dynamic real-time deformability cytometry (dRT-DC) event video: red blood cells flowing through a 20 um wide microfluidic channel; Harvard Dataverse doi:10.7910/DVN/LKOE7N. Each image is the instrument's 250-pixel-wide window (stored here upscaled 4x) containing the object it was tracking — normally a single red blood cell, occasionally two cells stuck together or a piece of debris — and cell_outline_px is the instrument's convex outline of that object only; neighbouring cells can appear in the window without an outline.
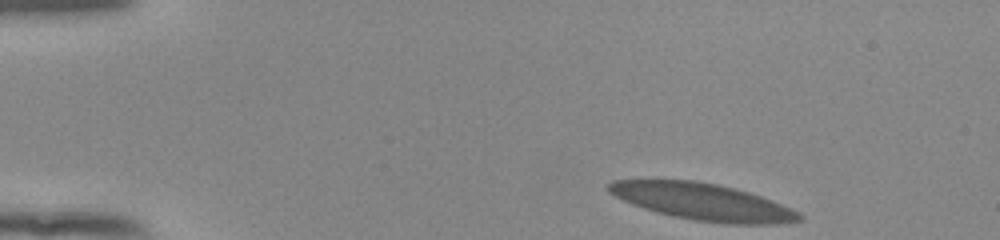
{"species": "human", "species_latin": "Homo sapiens", "temperature_condition": "room temperature", "stored_images_in_passage": 47, "camera_frame_rate_fps": 3000, "um_per_image_px": 0.085, "donor": {"sex": "female"}, "frame": {"image": 1, "passage_image": 1, "time_ms": 0.0, "image_size_px": [1000, 240], "cell_outline_px": [[804, 220], [772, 224], [736, 224], [696, 220], [676, 216], [644, 208], [632, 204], [608, 192], [608, 184], [612, 180], [696, 180], [720, 184], [736, 188], [760, 196], [800, 212], [804, 216]], "centroid_in_image_um": [59.76, 17.14], "position_along_channel_um": 25.2, "area_um2": 40.46}}
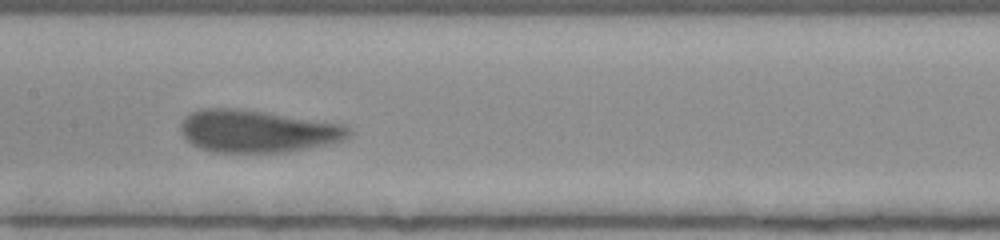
{"frame": {"image": 2, "passage_image": 21, "time_ms": 6.667, "image_size_px": [1000, 240], "cell_outline_px": [[352, 132], [348, 136], [340, 140], [324, 144], [280, 152], [212, 152], [200, 148], [192, 144], [180, 132], [180, 124], [184, 116], [200, 108], [236, 108], [264, 112], [344, 124]], "centroid_in_image_um": [21.79, 11.13], "position_along_channel_um": 185.6, "area_um2": 41.04}}
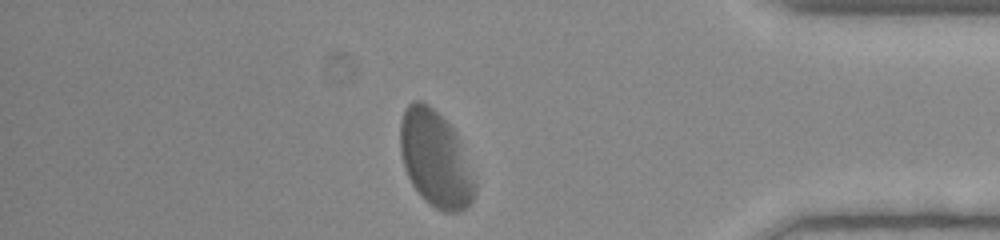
{"frame": {"image": 3, "passage_image": 40, "time_ms": 13.0, "image_size_px": [1000, 240], "cell_outline_px": [[476, 192], [472, 200], [460, 212], [444, 212], [436, 208], [424, 200], [420, 196], [412, 184], [404, 168], [400, 152], [400, 120], [408, 104], [412, 100], [420, 100], [428, 104], [456, 132], [476, 184]], "centroid_in_image_um": [36.98, 13.52], "position_along_channel_um": 398.2, "area_um2": 41.56}, "authors_computed_cell_mechanics": {"area_um2": 40.8068, "velocity_mm_per_s": 3.7735, "shape_relaxation_time_tau1_ms": 2.3745, "shape_relaxation_time_tau2_ms": null, "deformation_change_tau1": 0.1123, "deformation_change_tau2": null}}